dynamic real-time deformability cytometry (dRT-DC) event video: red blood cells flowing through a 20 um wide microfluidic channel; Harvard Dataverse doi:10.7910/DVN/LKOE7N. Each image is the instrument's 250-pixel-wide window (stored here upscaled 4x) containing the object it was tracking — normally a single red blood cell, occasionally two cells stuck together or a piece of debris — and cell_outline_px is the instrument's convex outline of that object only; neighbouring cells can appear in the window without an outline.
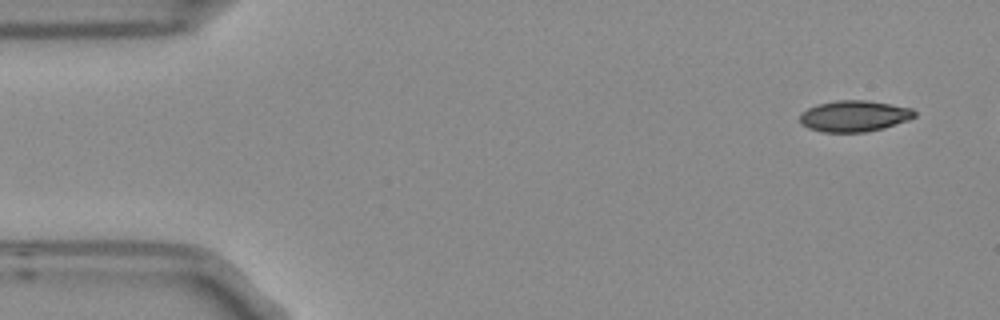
{"species": "Egyptian fruit bat (a non-hibernating species)", "species_latin": "Rousettus aegyptiacus", "temperature_condition": "room temperature", "stored_images_in_passage": 5, "camera_frame_rate_fps": 3000, "um_per_image_px": 0.085, "frame": {"image": 1, "passage_image": 1, "time_ms": 0.0, "image_size_px": [1000, 320], "cell_outline_px": [[916, 116], [908, 120], [884, 128], [864, 132], [824, 132], [808, 128], [800, 120], [800, 116], [808, 108], [820, 104], [836, 100], [868, 100], [912, 108], [916, 112]], "centroid_in_image_um": [72.65, 9.86], "position_along_channel_um": 12.3, "area_um2": 20.63}}